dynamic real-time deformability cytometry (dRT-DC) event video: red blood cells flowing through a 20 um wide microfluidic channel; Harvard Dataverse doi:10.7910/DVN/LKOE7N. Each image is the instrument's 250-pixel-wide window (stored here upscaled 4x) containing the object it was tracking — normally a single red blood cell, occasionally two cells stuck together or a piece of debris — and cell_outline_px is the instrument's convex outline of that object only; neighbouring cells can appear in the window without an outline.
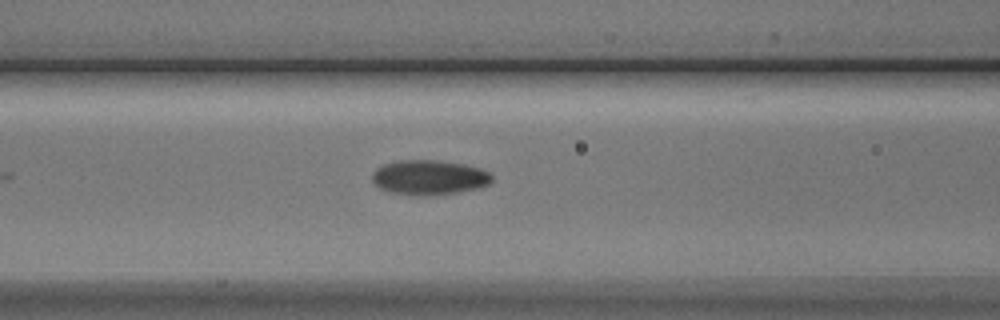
{"species": "Egyptian fruit bat (a non-hibernating species)", "species_latin": "Rousettus aegyptiacus", "temperature_condition": "cold", "stored_images_in_passage": 5, "camera_frame_rate_fps": 3000, "um_per_image_px": 0.085, "animal": {"sex": "male"}, "frame": {"image": 1, "passage_image": 5, "time_ms": 5.0, "image_size_px": [1000, 320], "cell_outline_px": [[492, 180], [488, 184], [476, 188], [456, 192], [428, 196], [408, 196], [388, 192], [380, 188], [372, 180], [372, 176], [376, 168], [384, 164], [400, 160], [436, 160], [464, 164], [480, 168], [492, 172]], "centroid_in_image_um": [36.47, 15.09], "position_along_channel_um": 130.1, "area_um2": 24.45}}